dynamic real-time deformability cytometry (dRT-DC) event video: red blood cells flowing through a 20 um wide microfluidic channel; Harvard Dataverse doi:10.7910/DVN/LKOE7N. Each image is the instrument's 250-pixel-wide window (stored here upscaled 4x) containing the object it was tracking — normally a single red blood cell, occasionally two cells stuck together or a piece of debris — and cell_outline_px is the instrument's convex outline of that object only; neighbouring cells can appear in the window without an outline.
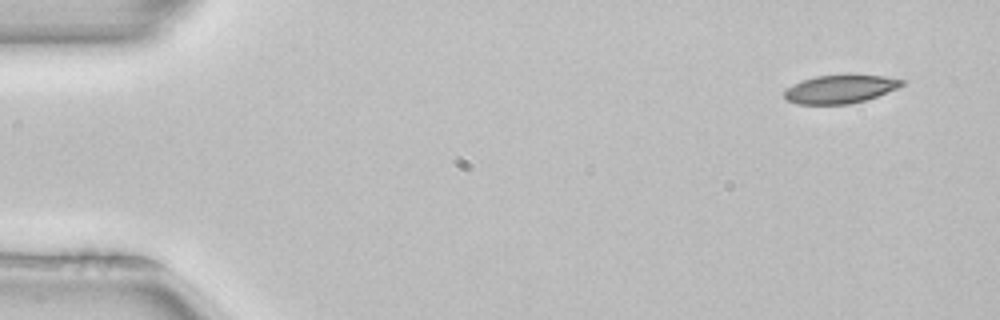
{"species": "common noctule bat (a hibernating species)", "species_latin": "Nyctalus noctula", "temperature_condition": "room temperature", "stored_images_in_passage": 3, "camera_frame_rate_fps": 3000, "um_per_image_px": 0.085, "animal": {"sex": "female", "body_mass_g": 22.7, "forearm_length_mm": 54.2}, "frame": {"image": 1, "passage_image": 1, "time_ms": 0.0, "image_size_px": [1000, 320], "cell_outline_px": [[904, 84], [896, 88], [876, 96], [864, 100], [848, 104], [796, 104], [788, 100], [784, 96], [784, 92], [792, 84], [816, 76], [884, 76], [904, 80]], "centroid_in_image_um": [71.38, 7.59], "position_along_channel_um": 13.6, "area_um2": 18.79}}